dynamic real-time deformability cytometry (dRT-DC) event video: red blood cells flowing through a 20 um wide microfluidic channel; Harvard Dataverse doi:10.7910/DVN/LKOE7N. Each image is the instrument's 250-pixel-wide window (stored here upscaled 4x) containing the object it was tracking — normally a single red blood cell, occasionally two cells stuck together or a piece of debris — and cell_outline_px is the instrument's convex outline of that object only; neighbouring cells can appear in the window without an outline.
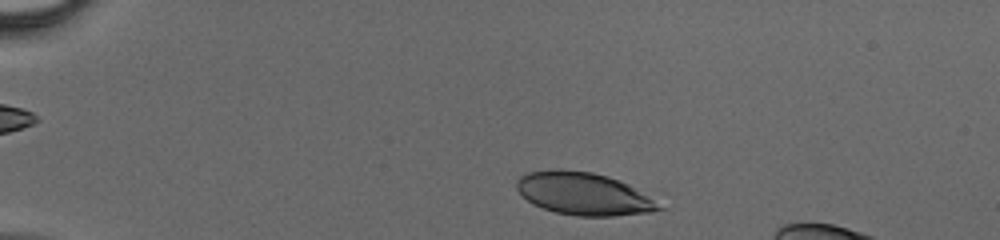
{"species": "human", "species_latin": "Homo sapiens", "temperature_condition": "cold", "stored_images_in_passage": 35, "camera_frame_rate_fps": 3000, "um_per_image_px": 0.085, "donor": {"sex": "male"}, "frame": {"image": 1, "passage_image": 3, "time_ms": 0.667, "image_size_px": [1000, 240], "cell_outline_px": [[668, 208], [652, 212], [612, 216], [576, 216], [556, 212], [532, 204], [516, 188], [516, 180], [520, 176], [528, 172], [556, 168], [560, 168], [592, 172], [608, 176], [628, 184]], "centroid_in_image_um": [49.61, 16.46], "position_along_channel_um": 35.4, "area_um2": 35.43}}
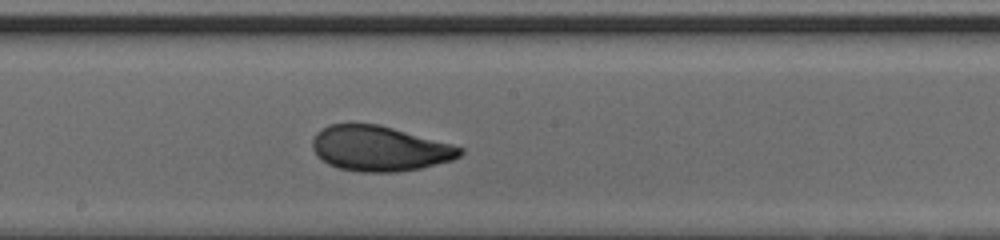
{"frame": {"image": 2, "passage_image": 20, "time_ms": 6.333, "image_size_px": [1000, 240], "cell_outline_px": [[464, 152], [460, 156], [452, 160], [420, 168], [396, 172], [360, 172], [340, 168], [328, 164], [316, 156], [312, 148], [312, 140], [316, 132], [328, 124], [380, 124], [452, 144], [464, 148]], "centroid_in_image_um": [32.25, 12.62], "position_along_channel_um": 216.0, "area_um2": 38.96}}
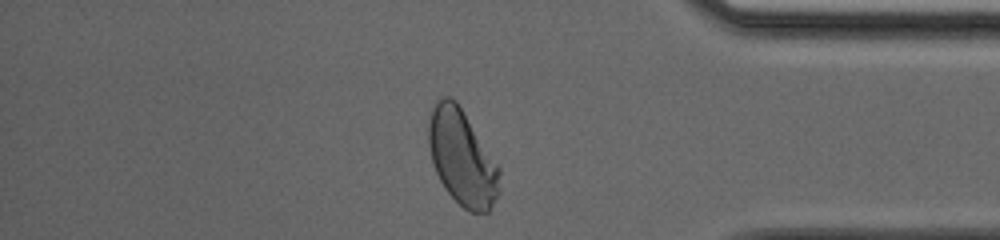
{"frame": {"image": 3, "passage_image": 33, "time_ms": 10.667, "image_size_px": [1000, 240], "cell_outline_px": [[500, 192], [488, 212], [472, 212], [464, 208], [444, 188], [436, 172], [432, 160], [428, 144], [428, 120], [432, 108], [436, 100], [444, 96], [448, 96], [456, 100], [500, 168]], "centroid_in_image_um": [39.27, 13.39], "position_along_channel_um": 395.9, "area_um2": 39.36}}